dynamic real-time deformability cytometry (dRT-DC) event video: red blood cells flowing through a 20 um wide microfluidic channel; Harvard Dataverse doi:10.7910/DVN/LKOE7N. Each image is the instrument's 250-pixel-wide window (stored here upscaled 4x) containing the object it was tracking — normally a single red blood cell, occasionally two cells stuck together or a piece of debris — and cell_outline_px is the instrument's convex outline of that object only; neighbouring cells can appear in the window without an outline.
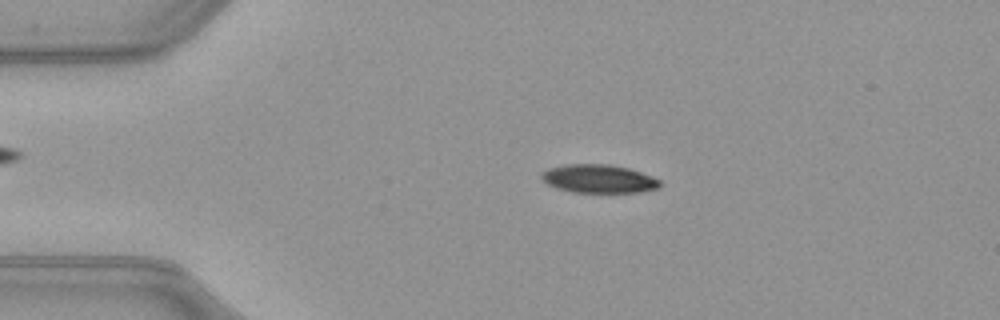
{"species": "common noctule bat (a hibernating species)", "species_latin": "Nyctalus noctula", "temperature_condition": "warm", "stored_images_in_passage": 25, "camera_frame_rate_fps": 3000, "um_per_image_px": 0.085, "animal": {"sex": "female", "body_mass_g": 21.9}, "frame": {"image": 1, "passage_image": 1, "time_ms": 0.0, "image_size_px": [1000, 320], "cell_outline_px": [[660, 184], [656, 188], [636, 192], [572, 192], [556, 188], [548, 184], [540, 176], [540, 172], [548, 168], [564, 164], [608, 164], [628, 168], [640, 172], [660, 180]], "centroid_in_image_um": [50.82, 15.18], "position_along_channel_um": 34.2, "area_um2": 19.42}}
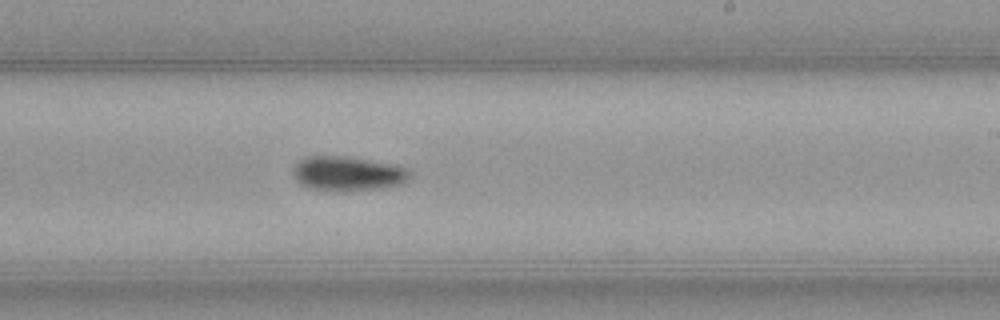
{"frame": {"image": 2, "passage_image": 21, "time_ms": 6.667, "image_size_px": [1000, 320], "cell_outline_px": [[412, 176], [400, 184], [384, 188], [344, 192], [332, 192], [308, 188], [300, 184], [296, 180], [292, 172], [292, 168], [304, 156], [348, 156], [396, 164], [412, 172]], "centroid_in_image_um": [29.54, 14.77], "position_along_channel_um": 259.5, "area_um2": 24.16}}
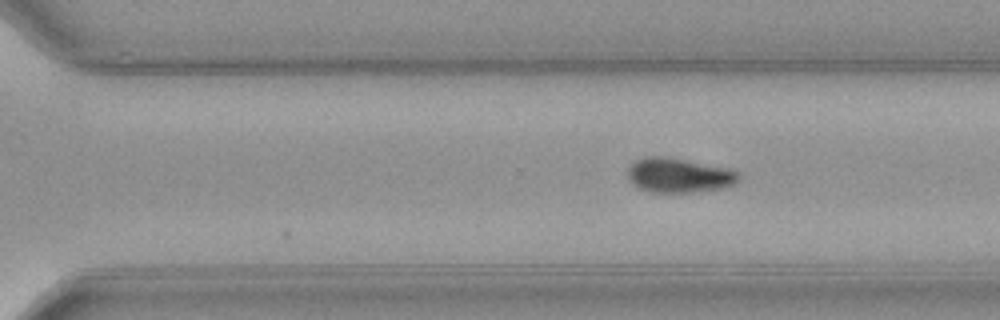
{"frame": {"image": 3, "passage_image": 25, "time_ms": 8.0, "image_size_px": [1000, 320], "cell_outline_px": [[740, 176], [736, 184], [720, 188], [696, 192], [652, 192], [640, 188], [632, 184], [628, 180], [628, 168], [636, 160], [644, 156], [664, 156], [728, 168], [736, 172]], "centroid_in_image_um": [57.68, 14.9], "position_along_channel_um": 312.9, "area_um2": 22.25}}